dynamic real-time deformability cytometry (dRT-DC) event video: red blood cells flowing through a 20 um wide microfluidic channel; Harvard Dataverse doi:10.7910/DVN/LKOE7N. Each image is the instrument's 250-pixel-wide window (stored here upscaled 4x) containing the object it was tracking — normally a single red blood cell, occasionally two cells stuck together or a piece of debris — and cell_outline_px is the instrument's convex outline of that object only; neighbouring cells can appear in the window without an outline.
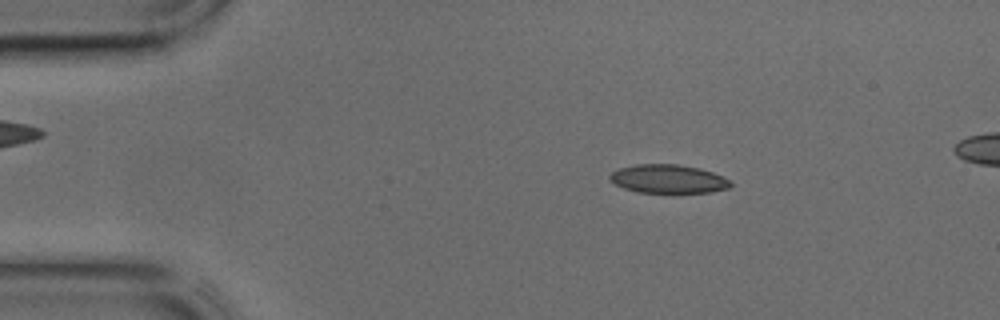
{"species": "common noctule bat (a hibernating species)", "species_latin": "Nyctalus noctula", "temperature_condition": "cold", "stored_images_in_passage": 41, "camera_frame_rate_fps": 3000, "um_per_image_px": 0.085, "animal": {"sex": "male", "body_mass_g": 17.9, "forearm_length_mm": 54.2}, "frame": {"image": 1, "passage_image": 6, "time_ms": 1.667, "image_size_px": [1000, 320], "cell_outline_px": [[732, 184], [728, 188], [712, 192], [636, 192], [624, 188], [608, 180], [608, 176], [612, 172], [620, 168], [636, 164], [676, 164], [700, 168], [712, 172], [728, 180]], "centroid_in_image_um": [56.75, 15.2], "position_along_channel_um": 28.2, "area_um2": 19.94}}
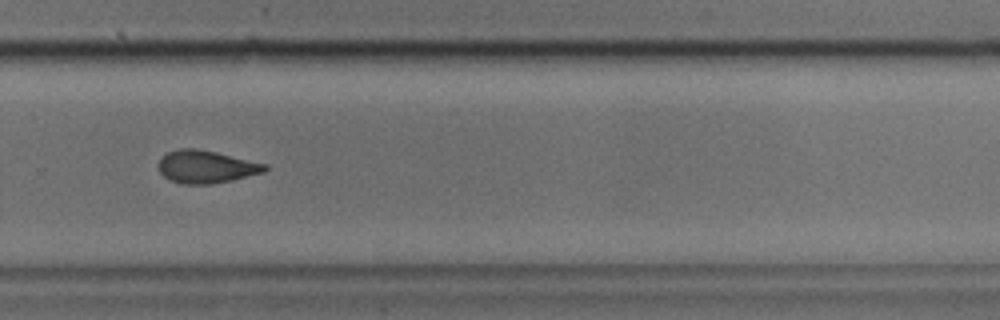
{"frame": {"image": 2, "passage_image": 28, "time_ms": 9.0, "image_size_px": [1000, 320], "cell_outline_px": [[268, 168], [264, 172], [232, 180], [208, 184], [184, 184], [168, 180], [160, 172], [160, 160], [168, 152], [180, 148], [196, 148], [216, 152], [268, 164]], "centroid_in_image_um": [17.55, 14.17], "position_along_channel_um": 312.3, "area_um2": 20.11}}
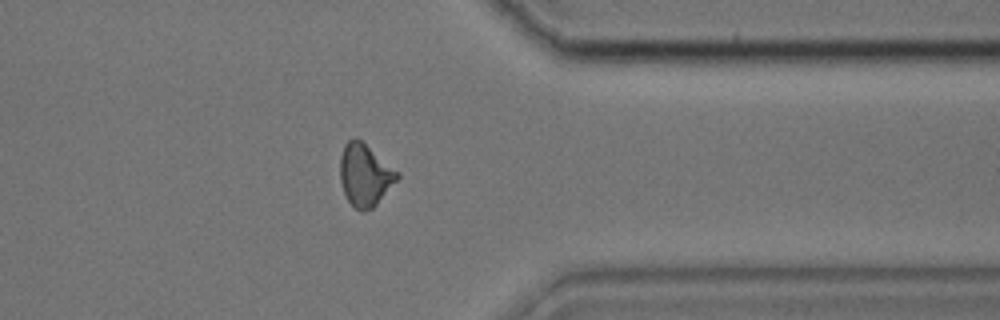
{"frame": {"image": 3, "passage_image": 33, "time_ms": 10.667, "image_size_px": [1000, 320], "cell_outline_px": [[400, 176], [376, 204], [372, 208], [356, 208], [348, 200], [344, 192], [340, 180], [340, 156], [344, 144], [352, 136], [356, 136], [400, 172]], "centroid_in_image_um": [31.01, 14.8], "position_along_channel_um": 380.4, "area_um2": 20.46}}